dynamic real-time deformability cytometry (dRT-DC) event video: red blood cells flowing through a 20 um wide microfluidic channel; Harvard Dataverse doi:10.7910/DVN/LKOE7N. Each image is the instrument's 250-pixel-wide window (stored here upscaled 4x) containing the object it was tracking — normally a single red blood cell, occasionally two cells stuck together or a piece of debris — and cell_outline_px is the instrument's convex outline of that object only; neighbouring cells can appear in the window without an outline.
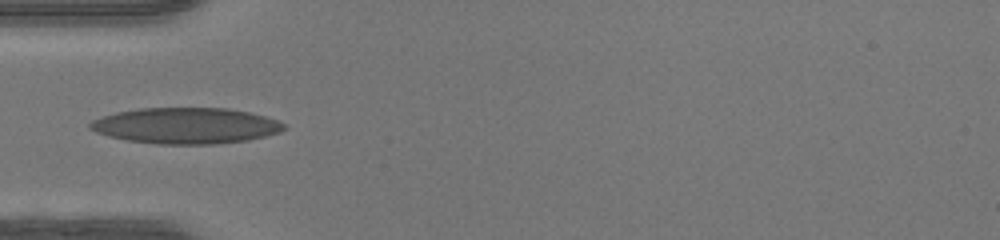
{"species": "human", "species_latin": "Homo sapiens", "temperature_condition": "warm", "stored_images_in_passage": 34, "camera_frame_rate_fps": 3000, "um_per_image_px": 0.085, "donor": {"sex": "female"}, "frame": {"image": 1, "passage_image": 1, "time_ms": 0.0, "image_size_px": [1000, 240], "cell_outline_px": [[288, 128], [280, 132], [248, 140], [216, 144], [156, 144], [128, 140], [108, 136], [96, 132], [88, 128], [88, 124], [92, 120], [116, 112], [140, 108], [228, 108], [248, 112], [264, 116], [276, 120], [284, 124]], "centroid_in_image_um": [15.79, 10.68], "position_along_channel_um": 69.2, "area_um2": 40.63}}
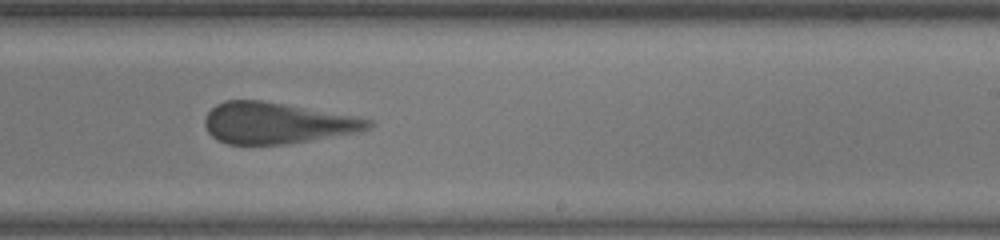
{"frame": {"image": 2, "passage_image": 15, "time_ms": 4.667, "image_size_px": [1000, 240], "cell_outline_px": [[376, 124], [372, 128], [360, 132], [284, 144], [228, 144], [216, 140], [208, 132], [204, 124], [204, 120], [208, 112], [216, 104], [224, 100], [260, 100], [356, 116], [372, 120]], "centroid_in_image_um": [23.55, 10.46], "position_along_channel_um": 265.5, "area_um2": 39.25}}
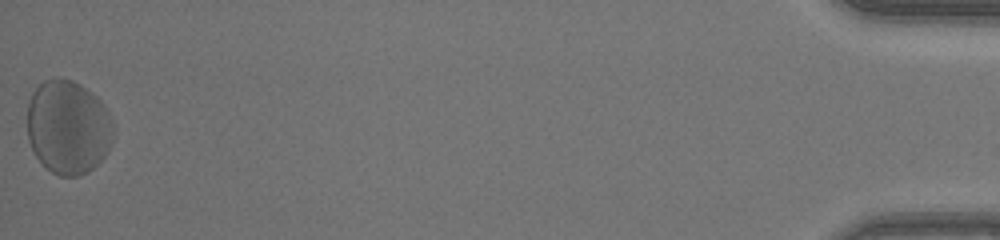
{"frame": {"image": 3, "passage_image": 34, "time_ms": 11.0, "image_size_px": [1000, 240], "cell_outline_px": [[112, 144], [108, 152], [88, 172], [80, 176], [60, 176], [52, 172], [36, 156], [28, 140], [28, 100], [32, 92], [44, 80], [52, 76], [60, 76], [72, 80], [80, 84], [92, 92], [104, 104], [112, 120]], "centroid_in_image_um": [5.79, 10.77], "position_along_channel_um": 429.4, "area_um2": 47.51}, "authors_computed_cell_mechanics": {"area_um2": 40.4889, "velocity_mm_per_s": 4.2145, "shape_relaxation_time_tau1_ms": 4.5133, "shape_relaxation_time_tau2_ms": 1.3923, "deformation_change_tau1": 0.1258, "deformation_change_tau2": 0.1235}}